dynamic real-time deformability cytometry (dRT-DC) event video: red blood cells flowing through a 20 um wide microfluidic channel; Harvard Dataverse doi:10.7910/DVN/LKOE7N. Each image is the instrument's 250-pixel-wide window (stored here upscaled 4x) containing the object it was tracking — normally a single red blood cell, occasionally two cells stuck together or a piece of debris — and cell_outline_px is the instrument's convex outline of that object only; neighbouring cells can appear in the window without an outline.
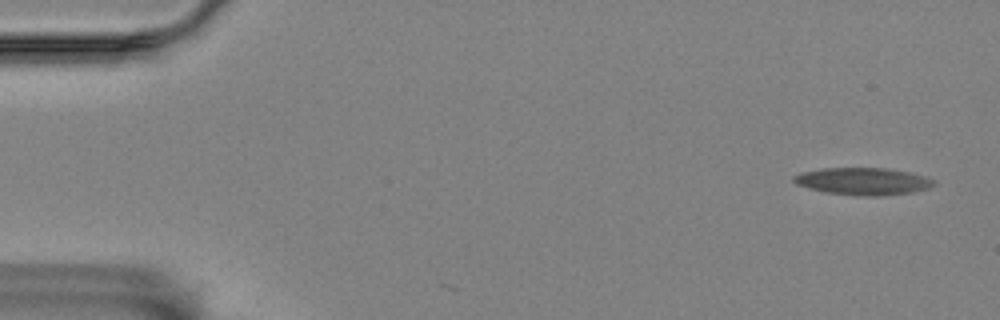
{"species": "Egyptian fruit bat (a non-hibernating species)", "species_latin": "Rousettus aegyptiacus", "temperature_condition": "room temperature", "stored_images_in_passage": 6, "camera_frame_rate_fps": 3000, "um_per_image_px": 0.085, "animal": {"sex": "female"}, "frame": {"image": 1, "passage_image": 1, "time_ms": 0.0, "image_size_px": [1000, 320], "cell_outline_px": [[936, 184], [928, 188], [912, 192], [876, 196], [864, 196], [824, 192], [808, 188], [796, 184], [792, 180], [792, 176], [800, 172], [820, 168], [884, 168], [908, 172], [924, 176], [932, 180]], "centroid_in_image_um": [73.29, 15.4], "position_along_channel_um": 11.7, "area_um2": 22.14}}